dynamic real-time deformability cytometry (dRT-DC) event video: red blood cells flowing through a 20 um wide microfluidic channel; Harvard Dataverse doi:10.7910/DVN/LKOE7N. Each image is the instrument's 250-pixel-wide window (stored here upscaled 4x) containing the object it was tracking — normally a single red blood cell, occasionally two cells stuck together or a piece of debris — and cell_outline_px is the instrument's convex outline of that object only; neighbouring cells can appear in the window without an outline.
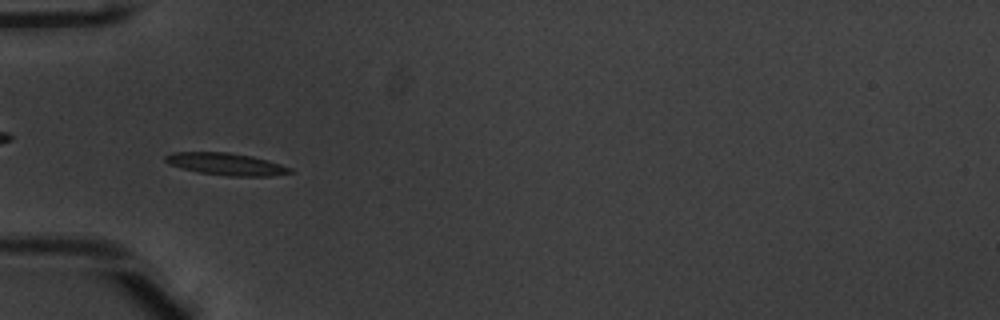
{"species": "common noctule bat (a hibernating species)", "species_latin": "Nyctalus noctula", "temperature_condition": "warm", "stored_images_in_passage": 50, "camera_frame_rate_fps": 3000, "um_per_image_px": 0.085, "animal": {"sex": "male", "body_mass_g": 20.1, "forearm_length_mm": 53.5}, "frame": {"image": 1, "passage_image": 15, "time_ms": 4.667, "image_size_px": [1000, 320], "cell_outline_px": [[296, 172], [268, 176], [228, 176], [200, 172], [180, 168], [168, 164], [164, 160], [164, 156], [172, 152], [228, 152], [252, 156], [268, 160], [292, 168]], "centroid_in_image_um": [19.22, 13.94], "position_along_channel_um": 65.8, "area_um2": 16.18}}
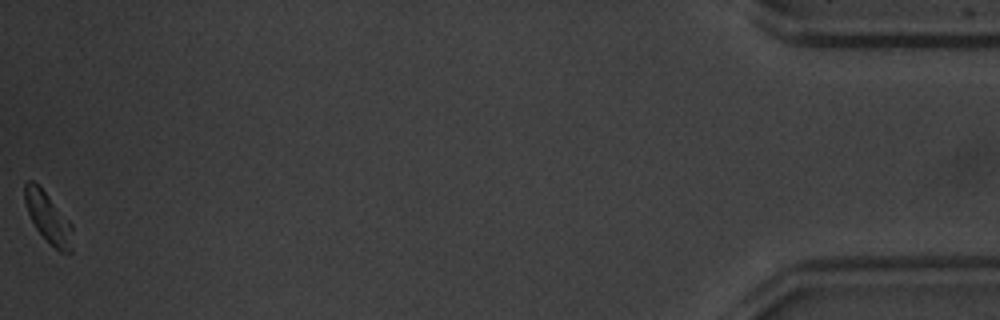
{"frame": {"image": 2, "passage_image": 50, "time_ms": 16.333, "image_size_px": [1000, 320], "cell_outline_px": [[72, 252], [60, 252], [36, 228], [28, 212], [24, 200], [24, 184], [28, 180], [32, 180], [48, 196], [72, 224]], "centroid_in_image_um": [4.09, 18.5], "position_along_channel_um": 431.1, "area_um2": 13.53}, "authors_computed_cell_mechanics": {"area_um2": 15.0858, "velocity_mm_per_s": 3.9076, "shape_relaxation_time_tau1_ms": 2.3277, "shape_relaxation_time_tau2_ms": null, "deformation_change_tau1": 0.1019, "deformation_change_tau2": null}}